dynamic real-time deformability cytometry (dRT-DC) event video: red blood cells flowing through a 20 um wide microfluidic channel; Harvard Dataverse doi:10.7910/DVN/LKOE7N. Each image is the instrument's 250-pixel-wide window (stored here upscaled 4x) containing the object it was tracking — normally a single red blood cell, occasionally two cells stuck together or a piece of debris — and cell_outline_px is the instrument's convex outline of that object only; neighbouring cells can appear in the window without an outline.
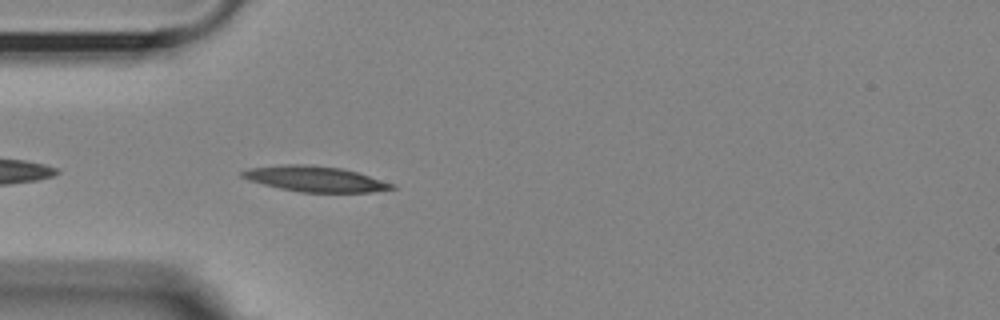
{"species": "Egyptian fruit bat (a non-hibernating species)", "species_latin": "Rousettus aegyptiacus", "temperature_condition": "room temperature", "stored_images_in_passage": 40, "camera_frame_rate_fps": 3000, "um_per_image_px": 0.085, "animal": {"sex": "female"}, "frame": {"image": 1, "passage_image": 3, "time_ms": 0.667, "image_size_px": [1000, 320], "cell_outline_px": [[396, 188], [372, 192], [300, 192], [280, 188], [248, 180], [240, 176], [240, 172], [248, 168], [288, 164], [300, 164], [340, 168], [356, 172], [396, 184]], "centroid_in_image_um": [26.78, 15.21], "position_along_channel_um": 58.2, "area_um2": 22.02}}
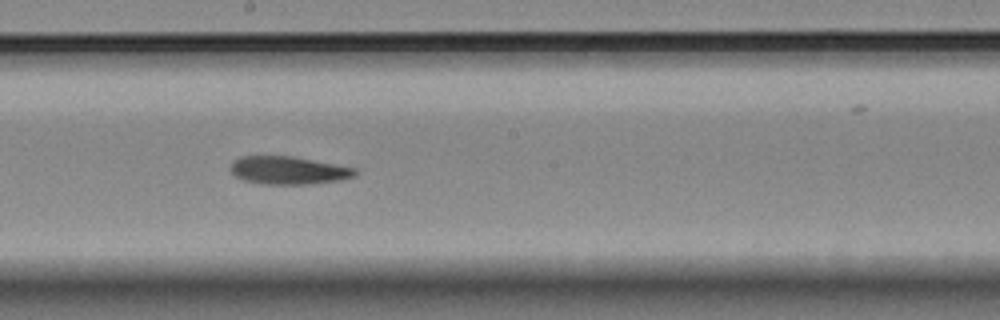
{"frame": {"image": 2, "passage_image": 17, "time_ms": 5.333, "image_size_px": [1000, 320], "cell_outline_px": [[356, 172], [352, 176], [340, 180], [312, 184], [260, 184], [244, 180], [236, 176], [232, 172], [232, 164], [240, 156], [292, 156], [356, 168]], "centroid_in_image_um": [24.51, 14.48], "position_along_channel_um": 223.7, "area_um2": 20.0}}
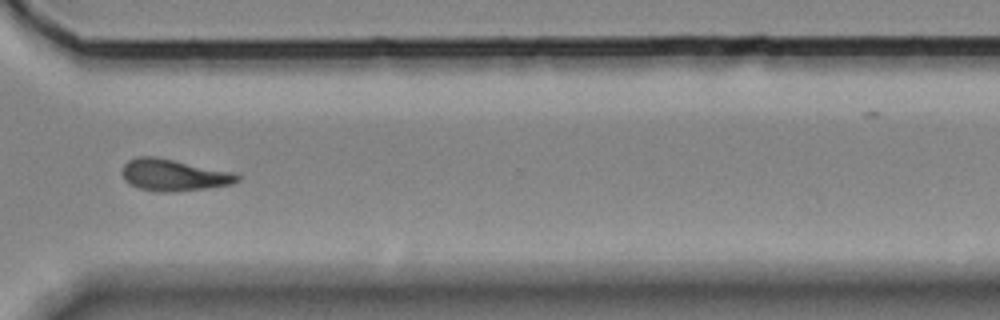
{"frame": {"image": 3, "passage_image": 28, "time_ms": 9.0, "image_size_px": [1000, 320], "cell_outline_px": [[240, 180], [232, 184], [208, 188], [176, 192], [156, 192], [140, 188], [124, 180], [120, 172], [124, 164], [128, 160], [136, 156], [156, 156], [228, 172], [240, 176]], "centroid_in_image_um": [14.69, 14.88], "position_along_channel_um": 355.9, "area_um2": 21.15}}